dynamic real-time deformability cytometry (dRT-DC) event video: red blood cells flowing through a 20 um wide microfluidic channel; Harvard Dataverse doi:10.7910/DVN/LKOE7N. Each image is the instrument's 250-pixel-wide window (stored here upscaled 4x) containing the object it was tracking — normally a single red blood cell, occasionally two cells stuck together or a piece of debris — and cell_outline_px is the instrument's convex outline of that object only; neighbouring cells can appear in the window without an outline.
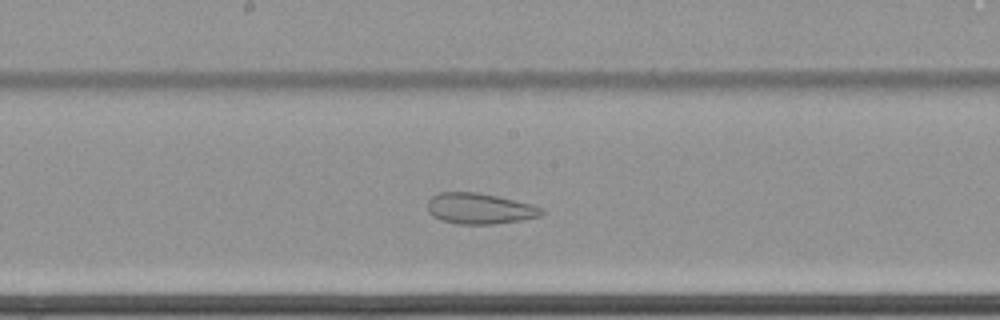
{"species": "common noctule bat (a hibernating species)", "species_latin": "Nyctalus noctula", "temperature_condition": "cold", "stored_images_in_passage": 48, "camera_frame_rate_fps": 3000, "um_per_image_px": 0.085, "animal": {"sex": "female", "body_mass_g": 22.7, "forearm_length_mm": 54.2}, "frame": {"image": 1, "passage_image": 21, "time_ms": 6.667, "image_size_px": [1000, 320], "cell_outline_px": [[544, 212], [540, 216], [520, 220], [492, 224], [460, 224], [440, 220], [432, 216], [428, 212], [428, 200], [432, 196], [440, 192], [476, 192], [496, 196], [532, 204], [544, 208]], "centroid_in_image_um": [40.76, 17.73], "position_along_channel_um": 207.4, "area_um2": 20.46}}
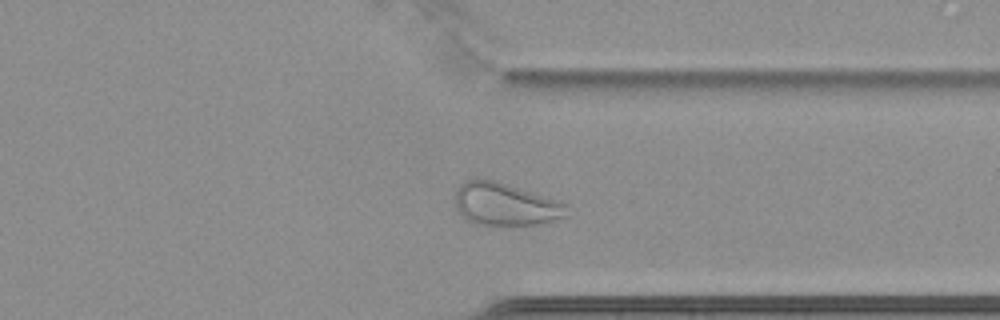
{"frame": {"image": 2, "passage_image": 35, "time_ms": 11.333, "image_size_px": [1000, 320], "cell_outline_px": [[572, 204], [568, 216], [540, 224], [512, 228], [488, 228], [476, 224], [468, 220], [456, 208], [456, 188], [464, 180], [484, 176], [560, 200]], "centroid_in_image_um": [43.02, 17.39], "position_along_channel_um": 368.4, "area_um2": 29.71}, "authors_computed_cell_mechanics": {"area_um2": 27.8596, "velocity_mm_per_s": 3.4315, "shape_relaxation_time_tau1_ms": null, "shape_relaxation_time_tau2_ms": 1.949, "deformation_change_tau1": null, "deformation_change_tau2": 0.0795}}